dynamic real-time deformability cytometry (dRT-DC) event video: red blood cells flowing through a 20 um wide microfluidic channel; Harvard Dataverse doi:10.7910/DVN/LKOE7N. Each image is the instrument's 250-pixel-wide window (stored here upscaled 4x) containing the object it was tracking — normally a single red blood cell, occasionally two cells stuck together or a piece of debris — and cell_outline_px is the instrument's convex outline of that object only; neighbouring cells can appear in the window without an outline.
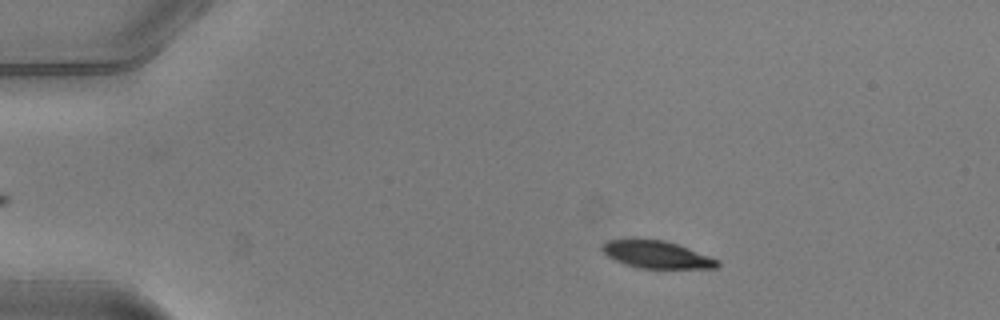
{"species": "common noctule bat (a hibernating species)", "species_latin": "Nyctalus noctula", "temperature_condition": "warm", "stored_images_in_passage": 51, "camera_frame_rate_fps": 3000, "um_per_image_px": 0.085, "animal": {"sex": "male", "body_mass_g": 20.5, "forearm_length_mm": 52.5}, "frame": {"image": 1, "passage_image": 9, "time_ms": 2.667, "image_size_px": [1000, 320], "cell_outline_px": [[720, 264], [716, 268], [640, 268], [624, 264], [608, 256], [600, 248], [608, 240], [664, 240], [676, 244], [720, 260]], "centroid_in_image_um": [55.84, 21.66], "position_along_channel_um": 29.2, "area_um2": 17.92}}
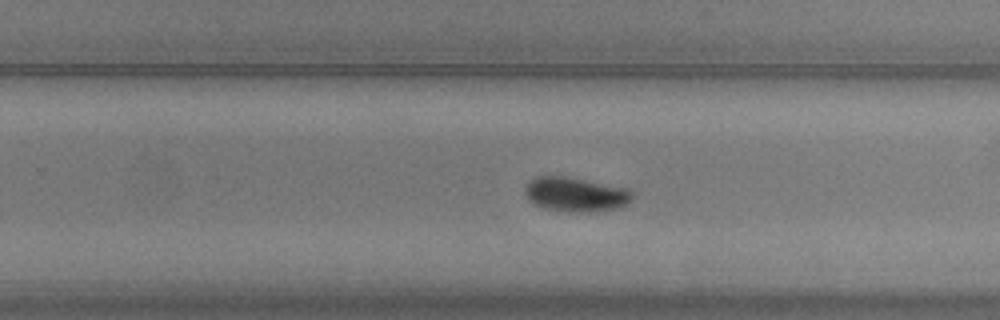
{"frame": {"image": 2, "passage_image": 33, "time_ms": 10.667, "image_size_px": [1000, 320], "cell_outline_px": [[632, 200], [628, 204], [616, 208], [596, 212], [568, 212], [544, 208], [528, 200], [524, 192], [528, 184], [536, 176], [564, 176], [624, 188], [632, 192]], "centroid_in_image_um": [48.92, 16.54], "position_along_channel_um": 280.9, "area_um2": 21.27}}
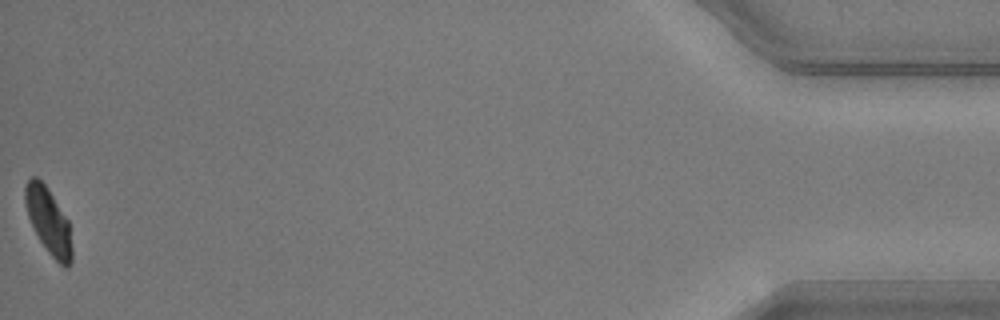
{"frame": {"image": 3, "passage_image": 51, "time_ms": 16.667, "image_size_px": [1000, 320], "cell_outline_px": [[72, 260], [68, 268], [64, 268], [48, 252], [40, 240], [28, 216], [24, 200], [24, 184], [32, 176], [36, 176], [48, 188], [68, 220], [72, 248]], "centroid_in_image_um": [4.12, 18.78], "position_along_channel_um": 431.1, "area_um2": 17.92}, "authors_computed_cell_mechanics": {"area_um2": 19.941, "velocity_mm_per_s": 4.0135, "shape_relaxation_time_tau1_ms": 3.3115, "shape_relaxation_time_tau2_ms": null, "deformation_change_tau1": 0.1563, "deformation_change_tau2": null}}